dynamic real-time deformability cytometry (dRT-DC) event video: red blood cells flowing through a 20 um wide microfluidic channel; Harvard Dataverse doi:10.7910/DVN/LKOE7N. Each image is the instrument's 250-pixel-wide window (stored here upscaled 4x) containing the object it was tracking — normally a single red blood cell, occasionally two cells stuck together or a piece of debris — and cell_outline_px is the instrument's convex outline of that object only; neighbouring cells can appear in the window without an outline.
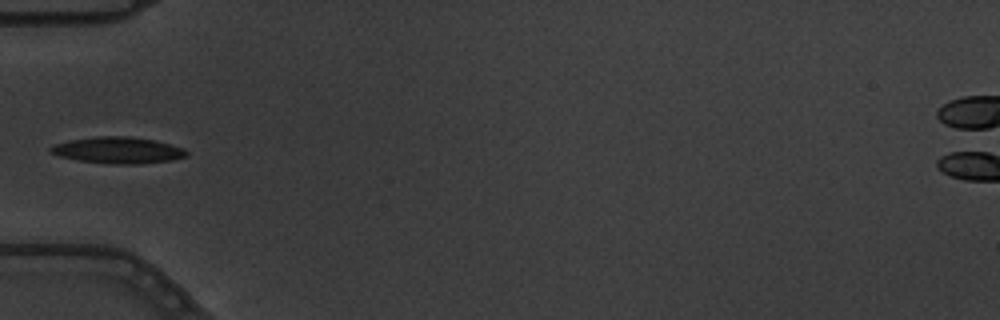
{"species": "common noctule bat (a hibernating species)", "species_latin": "Nyctalus noctula", "temperature_condition": "warm", "stored_images_in_passage": 7, "camera_frame_rate_fps": 3000, "um_per_image_px": 0.085, "animal": {"sex": "male", "body_mass_g": 19.5, "forearm_length_mm": 54.6}, "frame": {"image": 1, "passage_image": 5, "time_ms": 1.333, "image_size_px": [1000, 320], "cell_outline_px": [[188, 156], [172, 160], [140, 164], [116, 164], [80, 160], [60, 156], [52, 152], [48, 148], [56, 144], [68, 140], [96, 136], [128, 136], [156, 140], [184, 148], [188, 152]], "centroid_in_image_um": [10.08, 12.76], "position_along_channel_um": 74.9, "area_um2": 20.87}}